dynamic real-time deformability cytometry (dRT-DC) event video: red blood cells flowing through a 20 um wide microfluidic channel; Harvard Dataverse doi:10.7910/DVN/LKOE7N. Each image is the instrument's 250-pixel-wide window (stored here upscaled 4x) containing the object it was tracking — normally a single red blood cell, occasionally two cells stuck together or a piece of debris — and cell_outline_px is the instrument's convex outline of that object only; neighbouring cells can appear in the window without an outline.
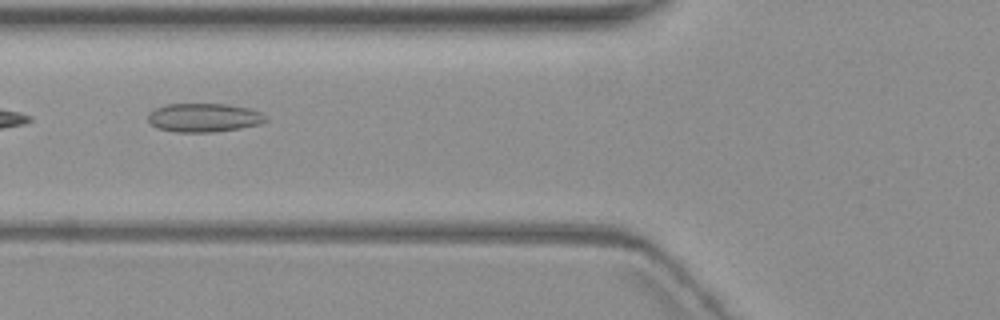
{"species": "common noctule bat (a hibernating species)", "species_latin": "Nyctalus noctula", "temperature_condition": "warm", "stored_images_in_passage": 9, "camera_frame_rate_fps": 3000, "um_per_image_px": 0.085, "animal": {"sex": "female", "body_mass_g": 19.3, "forearm_length_mm": 54.1}, "frame": {"image": 1, "passage_image": 6, "time_ms": 6.0, "image_size_px": [1000, 320], "cell_outline_px": [[268, 120], [260, 124], [240, 128], [212, 132], [176, 132], [156, 128], [148, 120], [148, 116], [156, 108], [168, 104], [224, 104], [248, 108], [260, 112]], "centroid_in_image_um": [17.33, 10.0], "position_along_channel_um": 108.5, "area_um2": 19.48}}
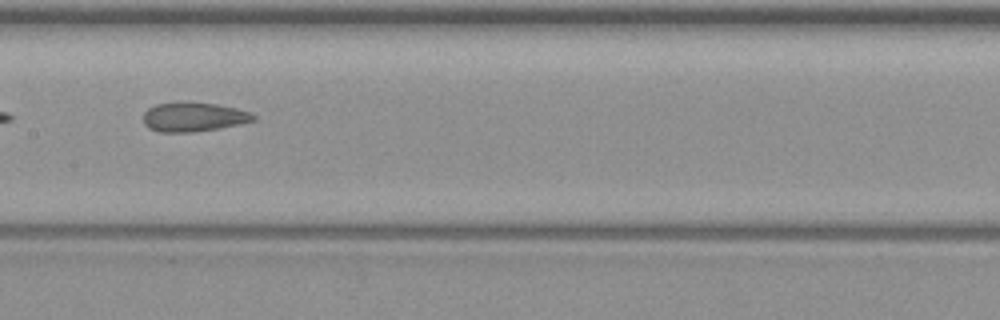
{"frame": {"image": 2, "passage_image": 8, "time_ms": 8.333, "image_size_px": [1000, 320], "cell_outline_px": [[256, 120], [240, 124], [220, 128], [192, 132], [160, 132], [148, 128], [144, 124], [144, 112], [148, 108], [156, 104], [180, 100], [216, 104], [236, 108], [252, 112], [256, 116]], "centroid_in_image_um": [16.45, 9.92], "position_along_channel_um": 190.9, "area_um2": 19.19}}
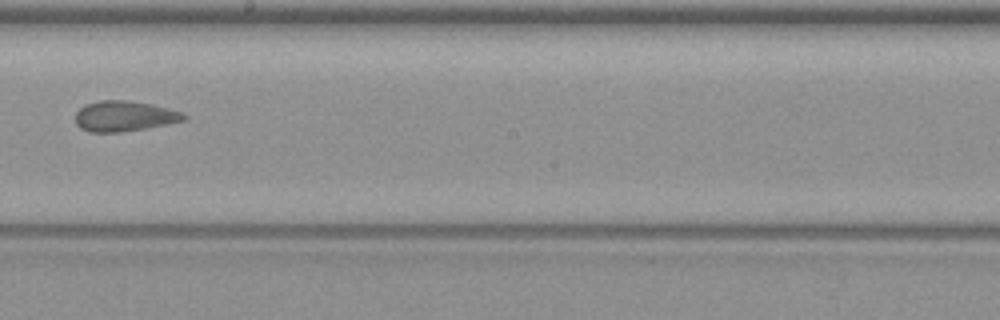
{"frame": {"image": 3, "passage_image": 9, "time_ms": 9.667, "image_size_px": [1000, 320], "cell_outline_px": [[188, 116], [184, 120], [144, 128], [120, 132], [88, 132], [80, 128], [76, 124], [76, 112], [84, 104], [100, 100], [128, 100], [168, 108], [180, 112]], "centroid_in_image_um": [10.5, 9.87], "position_along_channel_um": 237.7, "area_um2": 19.02}}